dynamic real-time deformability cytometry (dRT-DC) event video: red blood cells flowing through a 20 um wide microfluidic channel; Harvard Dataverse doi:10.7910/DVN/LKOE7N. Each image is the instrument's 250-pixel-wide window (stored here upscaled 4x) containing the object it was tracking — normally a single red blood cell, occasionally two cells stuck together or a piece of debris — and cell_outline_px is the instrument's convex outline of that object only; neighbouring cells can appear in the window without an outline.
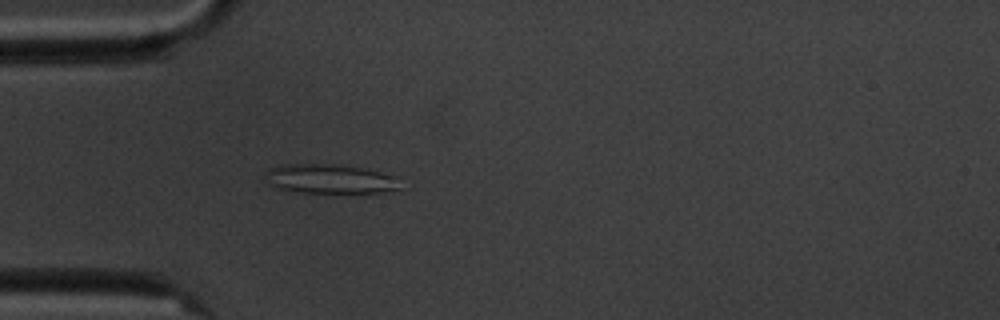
{"species": "common noctule bat (a hibernating species)", "species_latin": "Nyctalus noctula", "temperature_condition": "cold", "stored_images_in_passage": 1, "camera_frame_rate_fps": 3000, "um_per_image_px": 0.085, "animal": {"sex": "male", "body_mass_g": 20.1, "forearm_length_mm": 53.5}, "frame": {"image": 1, "passage_image": 1, "time_ms": 0.0, "image_size_px": [1000, 320], "cell_outline_px": [[400, 188], [380, 192], [300, 192], [276, 188], [268, 184], [268, 168], [280, 164], [332, 164], [364, 168], [400, 176]], "centroid_in_image_um": [28.09, 15.19], "position_along_channel_um": 56.9, "area_um2": 23.0}}